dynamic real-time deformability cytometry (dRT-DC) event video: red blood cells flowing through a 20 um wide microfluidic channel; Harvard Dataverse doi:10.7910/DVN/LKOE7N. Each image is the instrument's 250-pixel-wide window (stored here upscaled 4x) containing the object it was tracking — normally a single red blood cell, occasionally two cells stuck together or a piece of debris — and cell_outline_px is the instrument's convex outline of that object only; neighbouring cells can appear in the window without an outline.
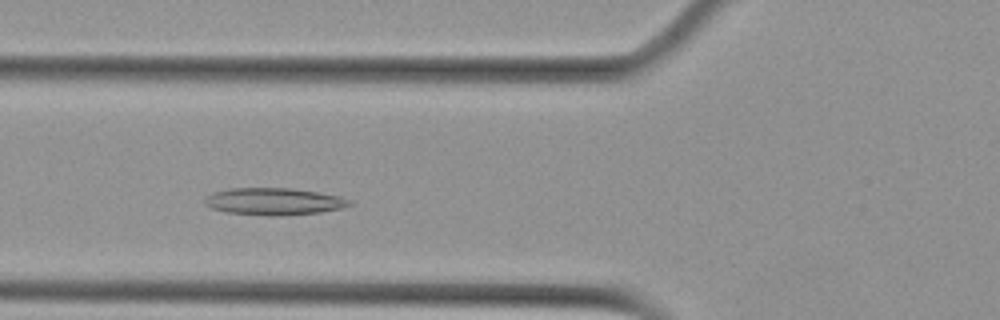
{"species": "Egyptian fruit bat (a non-hibernating species)", "species_latin": "Rousettus aegyptiacus", "temperature_condition": "cold", "stored_images_in_passage": 46, "camera_frame_rate_fps": 3000, "um_per_image_px": 0.085, "animal": {"sex": "female"}, "frame": {"image": 1, "passage_image": 10, "time_ms": 3.0, "image_size_px": [1000, 320], "cell_outline_px": [[352, 204], [340, 208], [320, 212], [280, 216], [268, 216], [224, 212], [212, 208], [204, 200], [204, 196], [212, 192], [232, 188], [292, 188], [340, 196], [348, 200]], "centroid_in_image_um": [23.23, 17.12], "position_along_channel_um": 102.6, "area_um2": 22.77}}
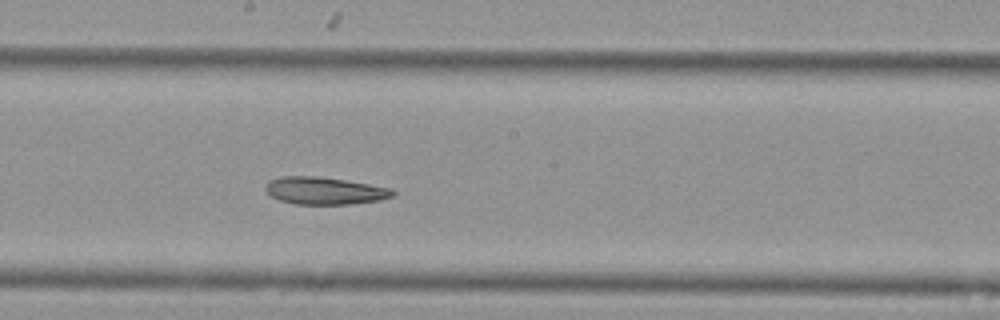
{"frame": {"image": 2, "passage_image": 20, "time_ms": 6.333, "image_size_px": [1000, 320], "cell_outline_px": [[396, 192], [392, 196], [380, 200], [352, 204], [296, 204], [280, 200], [272, 196], [264, 188], [272, 180], [280, 176], [316, 176], [344, 180], [392, 188]], "centroid_in_image_um": [27.62, 16.21], "position_along_channel_um": 220.6, "area_um2": 20.06}}
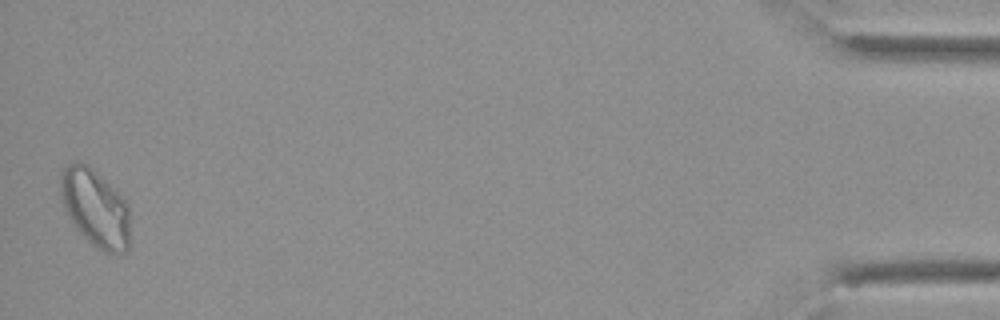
{"frame": {"image": 3, "passage_image": 45, "time_ms": 14.667, "image_size_px": [1000, 320], "cell_outline_px": [[128, 248], [124, 252], [104, 252], [96, 248], [76, 228], [68, 216], [64, 208], [60, 196], [60, 172], [68, 164], [76, 160], [92, 168], [116, 188], [128, 200]], "centroid_in_image_um": [8.08, 17.63], "position_along_channel_um": 427.1, "area_um2": 31.56}, "authors_computed_cell_mechanics": {"area_um2": 22.831, "velocity_mm_per_s": 3.5535, "shape_relaxation_time_tau1_ms": null, "shape_relaxation_time_tau2_ms": 11.3841, "deformation_change_tau1": null, "deformation_change_tau2": 0.1584}}